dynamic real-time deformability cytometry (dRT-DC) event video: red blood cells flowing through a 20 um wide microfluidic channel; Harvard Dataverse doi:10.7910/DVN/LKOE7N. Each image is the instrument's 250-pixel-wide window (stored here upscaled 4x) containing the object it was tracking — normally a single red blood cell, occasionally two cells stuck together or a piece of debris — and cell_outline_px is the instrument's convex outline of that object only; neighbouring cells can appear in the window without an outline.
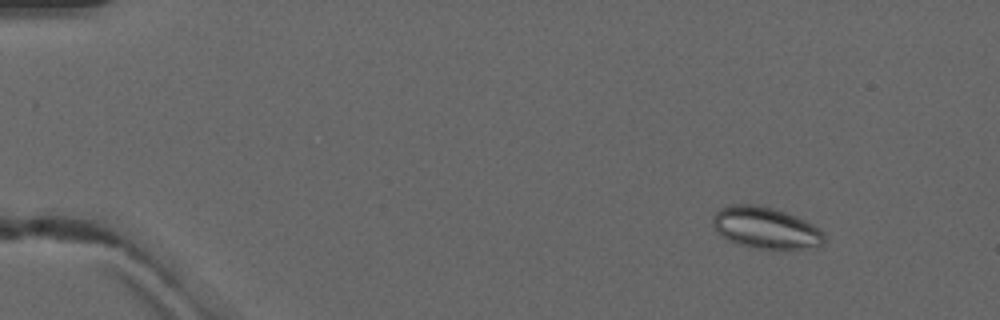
{"species": "common noctule bat (a hibernating species)", "species_latin": "Nyctalus noctula", "temperature_condition": "warm", "stored_images_in_passage": 4, "camera_frame_rate_fps": 3000, "um_per_image_px": 0.085, "animal": {"sex": "male", "forearm_length_mm": 52.5}, "frame": {"image": 1, "passage_image": 2, "time_ms": 1.0, "image_size_px": [1000, 320], "cell_outline_px": [[824, 244], [816, 248], [752, 248], [728, 240], [720, 236], [716, 232], [712, 224], [712, 216], [724, 204], [756, 204], [772, 208], [796, 216], [820, 228], [824, 232]], "centroid_in_image_um": [65.05, 19.35], "position_along_channel_um": 20.0, "area_um2": 27.22}}